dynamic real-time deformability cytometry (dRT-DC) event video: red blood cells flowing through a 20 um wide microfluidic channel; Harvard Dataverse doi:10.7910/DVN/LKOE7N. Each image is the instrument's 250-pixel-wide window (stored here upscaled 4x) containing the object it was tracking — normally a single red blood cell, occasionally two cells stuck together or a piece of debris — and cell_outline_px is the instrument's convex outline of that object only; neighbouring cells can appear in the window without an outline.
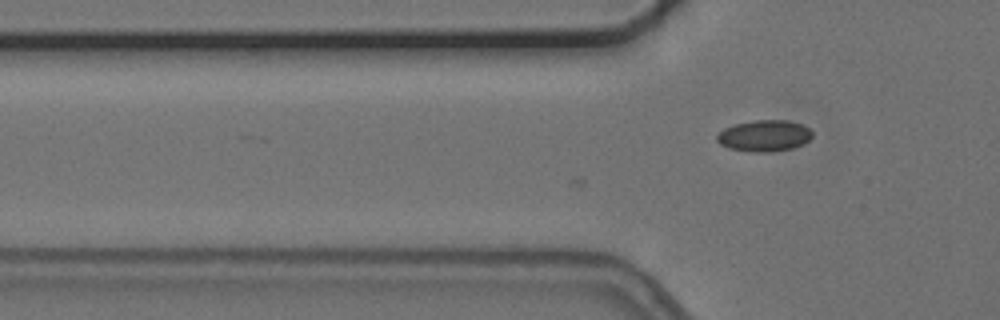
{"species": "common noctule bat (a hibernating species)", "species_latin": "Nyctalus noctula", "temperature_condition": "cold", "stored_images_in_passage": 2, "camera_frame_rate_fps": 3000, "um_per_image_px": 0.085, "animal": {"sex": "female", "body_mass_g": 24.6, "forearm_length_mm": 56.2}, "frame": {"image": 1, "passage_image": 2, "time_ms": 0.333, "image_size_px": [1000, 320], "cell_outline_px": [[812, 136], [804, 144], [792, 148], [772, 152], [748, 152], [728, 148], [720, 144], [716, 140], [716, 136], [724, 128], [736, 124], [752, 120], [788, 120], [804, 124], [812, 132]], "centroid_in_image_um": [64.97, 11.54], "position_along_channel_um": 60.8, "area_um2": 17.63}}